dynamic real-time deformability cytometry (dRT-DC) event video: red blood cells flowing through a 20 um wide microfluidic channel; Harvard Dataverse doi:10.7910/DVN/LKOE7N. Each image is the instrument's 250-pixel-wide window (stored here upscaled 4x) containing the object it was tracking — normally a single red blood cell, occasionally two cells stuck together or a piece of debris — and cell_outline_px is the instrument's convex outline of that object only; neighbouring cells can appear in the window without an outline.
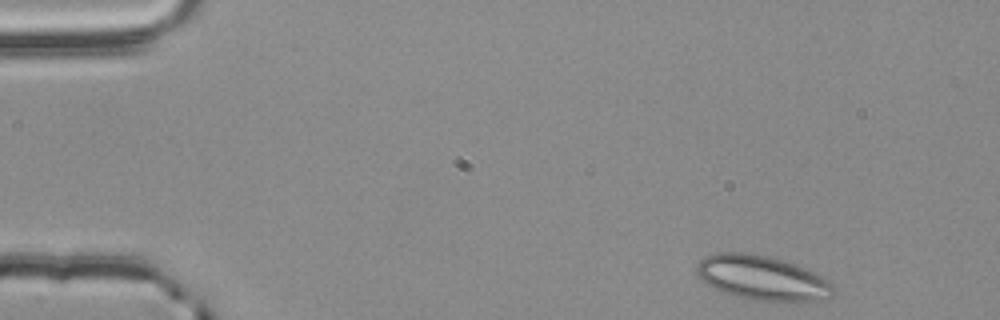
{"species": "common noctule bat (a hibernating species)", "species_latin": "Nyctalus noctula", "temperature_condition": "room temperature", "stored_images_in_passage": 51, "segment_of_instrument_passage": [1, 2], "camera_frame_rate_fps": 3000, "um_per_image_px": 0.085, "animal": {"sex": "male", "body_mass_g": 20.4}, "frame": {"image": 1, "passage_image": 1, "time_ms": 0.0, "image_size_px": [1000, 320], "cell_outline_px": [[836, 292], [832, 296], [820, 300], [804, 304], [796, 304], [752, 300], [736, 296], [724, 292], [708, 284], [696, 272], [696, 268], [700, 260], [704, 256], [716, 252], [748, 252], [768, 256], [796, 264], [808, 268], [832, 280]], "centroid_in_image_um": [64.92, 23.65], "position_along_channel_um": 20.1, "area_um2": 36.65}}